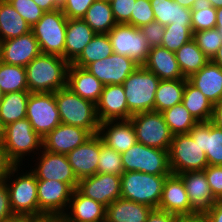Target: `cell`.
Returning a JSON list of instances; mask_svg holds the SVG:
<instances>
[{
  "label": "cell",
  "instance_id": "51",
  "mask_svg": "<svg viewBox=\"0 0 222 222\" xmlns=\"http://www.w3.org/2000/svg\"><path fill=\"white\" fill-rule=\"evenodd\" d=\"M10 207L9 192L5 181H0V222L13 216Z\"/></svg>",
  "mask_w": 222,
  "mask_h": 222
},
{
  "label": "cell",
  "instance_id": "43",
  "mask_svg": "<svg viewBox=\"0 0 222 222\" xmlns=\"http://www.w3.org/2000/svg\"><path fill=\"white\" fill-rule=\"evenodd\" d=\"M97 173L113 174L119 176H122V174L124 173L121 153H118L114 149L109 148L108 146L103 144L102 139Z\"/></svg>",
  "mask_w": 222,
  "mask_h": 222
},
{
  "label": "cell",
  "instance_id": "44",
  "mask_svg": "<svg viewBox=\"0 0 222 222\" xmlns=\"http://www.w3.org/2000/svg\"><path fill=\"white\" fill-rule=\"evenodd\" d=\"M192 39L210 60L222 45V37L216 28L193 32Z\"/></svg>",
  "mask_w": 222,
  "mask_h": 222
},
{
  "label": "cell",
  "instance_id": "12",
  "mask_svg": "<svg viewBox=\"0 0 222 222\" xmlns=\"http://www.w3.org/2000/svg\"><path fill=\"white\" fill-rule=\"evenodd\" d=\"M113 53L130 57L139 66L147 60L150 46L139 28L117 24L109 33Z\"/></svg>",
  "mask_w": 222,
  "mask_h": 222
},
{
  "label": "cell",
  "instance_id": "14",
  "mask_svg": "<svg viewBox=\"0 0 222 222\" xmlns=\"http://www.w3.org/2000/svg\"><path fill=\"white\" fill-rule=\"evenodd\" d=\"M41 153V155H40ZM38 154L35 168L30 170L37 180H57L67 183L73 190L78 187L77 179L66 155L46 151L42 148Z\"/></svg>",
  "mask_w": 222,
  "mask_h": 222
},
{
  "label": "cell",
  "instance_id": "42",
  "mask_svg": "<svg viewBox=\"0 0 222 222\" xmlns=\"http://www.w3.org/2000/svg\"><path fill=\"white\" fill-rule=\"evenodd\" d=\"M192 38L193 33L191 25H174V23H172L165 26L161 46L175 53Z\"/></svg>",
  "mask_w": 222,
  "mask_h": 222
},
{
  "label": "cell",
  "instance_id": "23",
  "mask_svg": "<svg viewBox=\"0 0 222 222\" xmlns=\"http://www.w3.org/2000/svg\"><path fill=\"white\" fill-rule=\"evenodd\" d=\"M98 135L103 144L123 153L137 143L136 133L131 120H108L99 125Z\"/></svg>",
  "mask_w": 222,
  "mask_h": 222
},
{
  "label": "cell",
  "instance_id": "34",
  "mask_svg": "<svg viewBox=\"0 0 222 222\" xmlns=\"http://www.w3.org/2000/svg\"><path fill=\"white\" fill-rule=\"evenodd\" d=\"M96 34H108L116 25L111 5L104 0H96L82 18Z\"/></svg>",
  "mask_w": 222,
  "mask_h": 222
},
{
  "label": "cell",
  "instance_id": "46",
  "mask_svg": "<svg viewBox=\"0 0 222 222\" xmlns=\"http://www.w3.org/2000/svg\"><path fill=\"white\" fill-rule=\"evenodd\" d=\"M155 21L150 0H136L131 12V25L137 28Z\"/></svg>",
  "mask_w": 222,
  "mask_h": 222
},
{
  "label": "cell",
  "instance_id": "31",
  "mask_svg": "<svg viewBox=\"0 0 222 222\" xmlns=\"http://www.w3.org/2000/svg\"><path fill=\"white\" fill-rule=\"evenodd\" d=\"M31 26L8 0H0V42L25 35Z\"/></svg>",
  "mask_w": 222,
  "mask_h": 222
},
{
  "label": "cell",
  "instance_id": "33",
  "mask_svg": "<svg viewBox=\"0 0 222 222\" xmlns=\"http://www.w3.org/2000/svg\"><path fill=\"white\" fill-rule=\"evenodd\" d=\"M181 103L197 122L211 121L214 106L201 91L194 87L188 80L185 84Z\"/></svg>",
  "mask_w": 222,
  "mask_h": 222
},
{
  "label": "cell",
  "instance_id": "67",
  "mask_svg": "<svg viewBox=\"0 0 222 222\" xmlns=\"http://www.w3.org/2000/svg\"><path fill=\"white\" fill-rule=\"evenodd\" d=\"M104 1H106L107 3H112L114 0H104Z\"/></svg>",
  "mask_w": 222,
  "mask_h": 222
},
{
  "label": "cell",
  "instance_id": "37",
  "mask_svg": "<svg viewBox=\"0 0 222 222\" xmlns=\"http://www.w3.org/2000/svg\"><path fill=\"white\" fill-rule=\"evenodd\" d=\"M187 80H160L155 94V111L163 112L181 103Z\"/></svg>",
  "mask_w": 222,
  "mask_h": 222
},
{
  "label": "cell",
  "instance_id": "60",
  "mask_svg": "<svg viewBox=\"0 0 222 222\" xmlns=\"http://www.w3.org/2000/svg\"><path fill=\"white\" fill-rule=\"evenodd\" d=\"M212 62L217 64L222 69V45L214 55V57L211 59Z\"/></svg>",
  "mask_w": 222,
  "mask_h": 222
},
{
  "label": "cell",
  "instance_id": "57",
  "mask_svg": "<svg viewBox=\"0 0 222 222\" xmlns=\"http://www.w3.org/2000/svg\"><path fill=\"white\" fill-rule=\"evenodd\" d=\"M33 1L45 12H51L60 9L54 3V0H33Z\"/></svg>",
  "mask_w": 222,
  "mask_h": 222
},
{
  "label": "cell",
  "instance_id": "36",
  "mask_svg": "<svg viewBox=\"0 0 222 222\" xmlns=\"http://www.w3.org/2000/svg\"><path fill=\"white\" fill-rule=\"evenodd\" d=\"M29 91L6 93L0 102V120L4 126L26 118Z\"/></svg>",
  "mask_w": 222,
  "mask_h": 222
},
{
  "label": "cell",
  "instance_id": "64",
  "mask_svg": "<svg viewBox=\"0 0 222 222\" xmlns=\"http://www.w3.org/2000/svg\"><path fill=\"white\" fill-rule=\"evenodd\" d=\"M212 7L218 9L222 7V0H209Z\"/></svg>",
  "mask_w": 222,
  "mask_h": 222
},
{
  "label": "cell",
  "instance_id": "6",
  "mask_svg": "<svg viewBox=\"0 0 222 222\" xmlns=\"http://www.w3.org/2000/svg\"><path fill=\"white\" fill-rule=\"evenodd\" d=\"M4 131L2 147L15 165H24L25 156H30L32 152L37 155L39 152L36 151L43 148V139L34 131L27 118L6 125Z\"/></svg>",
  "mask_w": 222,
  "mask_h": 222
},
{
  "label": "cell",
  "instance_id": "32",
  "mask_svg": "<svg viewBox=\"0 0 222 222\" xmlns=\"http://www.w3.org/2000/svg\"><path fill=\"white\" fill-rule=\"evenodd\" d=\"M155 21L164 26L191 25V9L181 6L174 0H150Z\"/></svg>",
  "mask_w": 222,
  "mask_h": 222
},
{
  "label": "cell",
  "instance_id": "56",
  "mask_svg": "<svg viewBox=\"0 0 222 222\" xmlns=\"http://www.w3.org/2000/svg\"><path fill=\"white\" fill-rule=\"evenodd\" d=\"M177 222H210L205 213H196L189 216H181Z\"/></svg>",
  "mask_w": 222,
  "mask_h": 222
},
{
  "label": "cell",
  "instance_id": "15",
  "mask_svg": "<svg viewBox=\"0 0 222 222\" xmlns=\"http://www.w3.org/2000/svg\"><path fill=\"white\" fill-rule=\"evenodd\" d=\"M138 66L130 57L112 53L105 59L90 63L86 69L104 85H118Z\"/></svg>",
  "mask_w": 222,
  "mask_h": 222
},
{
  "label": "cell",
  "instance_id": "52",
  "mask_svg": "<svg viewBox=\"0 0 222 222\" xmlns=\"http://www.w3.org/2000/svg\"><path fill=\"white\" fill-rule=\"evenodd\" d=\"M178 216L158 208L152 209L146 222H177Z\"/></svg>",
  "mask_w": 222,
  "mask_h": 222
},
{
  "label": "cell",
  "instance_id": "8",
  "mask_svg": "<svg viewBox=\"0 0 222 222\" xmlns=\"http://www.w3.org/2000/svg\"><path fill=\"white\" fill-rule=\"evenodd\" d=\"M124 172L139 171L153 175H170L168 151L137 142L121 153Z\"/></svg>",
  "mask_w": 222,
  "mask_h": 222
},
{
  "label": "cell",
  "instance_id": "49",
  "mask_svg": "<svg viewBox=\"0 0 222 222\" xmlns=\"http://www.w3.org/2000/svg\"><path fill=\"white\" fill-rule=\"evenodd\" d=\"M151 47L161 46L162 39L165 32V26L157 21L148 23L139 28Z\"/></svg>",
  "mask_w": 222,
  "mask_h": 222
},
{
  "label": "cell",
  "instance_id": "35",
  "mask_svg": "<svg viewBox=\"0 0 222 222\" xmlns=\"http://www.w3.org/2000/svg\"><path fill=\"white\" fill-rule=\"evenodd\" d=\"M175 57L183 76L187 79L210 61L193 39L181 46L175 52Z\"/></svg>",
  "mask_w": 222,
  "mask_h": 222
},
{
  "label": "cell",
  "instance_id": "53",
  "mask_svg": "<svg viewBox=\"0 0 222 222\" xmlns=\"http://www.w3.org/2000/svg\"><path fill=\"white\" fill-rule=\"evenodd\" d=\"M15 164L9 159L4 148L0 146V181H5Z\"/></svg>",
  "mask_w": 222,
  "mask_h": 222
},
{
  "label": "cell",
  "instance_id": "17",
  "mask_svg": "<svg viewBox=\"0 0 222 222\" xmlns=\"http://www.w3.org/2000/svg\"><path fill=\"white\" fill-rule=\"evenodd\" d=\"M40 54L38 41L31 31L0 42V61L5 64L26 67Z\"/></svg>",
  "mask_w": 222,
  "mask_h": 222
},
{
  "label": "cell",
  "instance_id": "47",
  "mask_svg": "<svg viewBox=\"0 0 222 222\" xmlns=\"http://www.w3.org/2000/svg\"><path fill=\"white\" fill-rule=\"evenodd\" d=\"M136 0H114L111 5L114 19L117 24L131 25V12Z\"/></svg>",
  "mask_w": 222,
  "mask_h": 222
},
{
  "label": "cell",
  "instance_id": "4",
  "mask_svg": "<svg viewBox=\"0 0 222 222\" xmlns=\"http://www.w3.org/2000/svg\"><path fill=\"white\" fill-rule=\"evenodd\" d=\"M167 176L139 171L124 172L121 176V198L158 208Z\"/></svg>",
  "mask_w": 222,
  "mask_h": 222
},
{
  "label": "cell",
  "instance_id": "45",
  "mask_svg": "<svg viewBox=\"0 0 222 222\" xmlns=\"http://www.w3.org/2000/svg\"><path fill=\"white\" fill-rule=\"evenodd\" d=\"M13 8L32 27L45 13L33 0H8Z\"/></svg>",
  "mask_w": 222,
  "mask_h": 222
},
{
  "label": "cell",
  "instance_id": "10",
  "mask_svg": "<svg viewBox=\"0 0 222 222\" xmlns=\"http://www.w3.org/2000/svg\"><path fill=\"white\" fill-rule=\"evenodd\" d=\"M168 156L173 174L204 170L208 166L206 154L190 134L173 135Z\"/></svg>",
  "mask_w": 222,
  "mask_h": 222
},
{
  "label": "cell",
  "instance_id": "13",
  "mask_svg": "<svg viewBox=\"0 0 222 222\" xmlns=\"http://www.w3.org/2000/svg\"><path fill=\"white\" fill-rule=\"evenodd\" d=\"M73 189L57 180H37L39 218L62 216L69 205Z\"/></svg>",
  "mask_w": 222,
  "mask_h": 222
},
{
  "label": "cell",
  "instance_id": "27",
  "mask_svg": "<svg viewBox=\"0 0 222 222\" xmlns=\"http://www.w3.org/2000/svg\"><path fill=\"white\" fill-rule=\"evenodd\" d=\"M67 87L81 98L97 104L100 100L104 84L86 68L69 64L67 71Z\"/></svg>",
  "mask_w": 222,
  "mask_h": 222
},
{
  "label": "cell",
  "instance_id": "25",
  "mask_svg": "<svg viewBox=\"0 0 222 222\" xmlns=\"http://www.w3.org/2000/svg\"><path fill=\"white\" fill-rule=\"evenodd\" d=\"M105 213L104 205L86 197L76 188L62 217L67 222H105Z\"/></svg>",
  "mask_w": 222,
  "mask_h": 222
},
{
  "label": "cell",
  "instance_id": "68",
  "mask_svg": "<svg viewBox=\"0 0 222 222\" xmlns=\"http://www.w3.org/2000/svg\"><path fill=\"white\" fill-rule=\"evenodd\" d=\"M219 203H222V195L221 197L217 200Z\"/></svg>",
  "mask_w": 222,
  "mask_h": 222
},
{
  "label": "cell",
  "instance_id": "18",
  "mask_svg": "<svg viewBox=\"0 0 222 222\" xmlns=\"http://www.w3.org/2000/svg\"><path fill=\"white\" fill-rule=\"evenodd\" d=\"M91 136L92 134L82 127L60 123L43 138V149L67 155Z\"/></svg>",
  "mask_w": 222,
  "mask_h": 222
},
{
  "label": "cell",
  "instance_id": "24",
  "mask_svg": "<svg viewBox=\"0 0 222 222\" xmlns=\"http://www.w3.org/2000/svg\"><path fill=\"white\" fill-rule=\"evenodd\" d=\"M189 134L206 154L208 165H222V128L210 121L198 122Z\"/></svg>",
  "mask_w": 222,
  "mask_h": 222
},
{
  "label": "cell",
  "instance_id": "55",
  "mask_svg": "<svg viewBox=\"0 0 222 222\" xmlns=\"http://www.w3.org/2000/svg\"><path fill=\"white\" fill-rule=\"evenodd\" d=\"M210 122L215 126L222 128V99L214 105Z\"/></svg>",
  "mask_w": 222,
  "mask_h": 222
},
{
  "label": "cell",
  "instance_id": "65",
  "mask_svg": "<svg viewBox=\"0 0 222 222\" xmlns=\"http://www.w3.org/2000/svg\"><path fill=\"white\" fill-rule=\"evenodd\" d=\"M66 0H54V3L61 9Z\"/></svg>",
  "mask_w": 222,
  "mask_h": 222
},
{
  "label": "cell",
  "instance_id": "39",
  "mask_svg": "<svg viewBox=\"0 0 222 222\" xmlns=\"http://www.w3.org/2000/svg\"><path fill=\"white\" fill-rule=\"evenodd\" d=\"M0 89L4 94L28 91L25 67L0 61Z\"/></svg>",
  "mask_w": 222,
  "mask_h": 222
},
{
  "label": "cell",
  "instance_id": "9",
  "mask_svg": "<svg viewBox=\"0 0 222 222\" xmlns=\"http://www.w3.org/2000/svg\"><path fill=\"white\" fill-rule=\"evenodd\" d=\"M137 142L148 147L169 150L173 134L161 112L147 111L133 114L130 118Z\"/></svg>",
  "mask_w": 222,
  "mask_h": 222
},
{
  "label": "cell",
  "instance_id": "20",
  "mask_svg": "<svg viewBox=\"0 0 222 222\" xmlns=\"http://www.w3.org/2000/svg\"><path fill=\"white\" fill-rule=\"evenodd\" d=\"M99 122L108 120H129L133 115L128 110L127 99L122 84L104 85L100 100L96 104Z\"/></svg>",
  "mask_w": 222,
  "mask_h": 222
},
{
  "label": "cell",
  "instance_id": "38",
  "mask_svg": "<svg viewBox=\"0 0 222 222\" xmlns=\"http://www.w3.org/2000/svg\"><path fill=\"white\" fill-rule=\"evenodd\" d=\"M112 53V44L108 34H96L71 64L86 68L90 63L105 59Z\"/></svg>",
  "mask_w": 222,
  "mask_h": 222
},
{
  "label": "cell",
  "instance_id": "54",
  "mask_svg": "<svg viewBox=\"0 0 222 222\" xmlns=\"http://www.w3.org/2000/svg\"><path fill=\"white\" fill-rule=\"evenodd\" d=\"M205 214L210 222H222V203L217 201Z\"/></svg>",
  "mask_w": 222,
  "mask_h": 222
},
{
  "label": "cell",
  "instance_id": "66",
  "mask_svg": "<svg viewBox=\"0 0 222 222\" xmlns=\"http://www.w3.org/2000/svg\"><path fill=\"white\" fill-rule=\"evenodd\" d=\"M3 96H4V93H3L2 90L0 89V102H1L2 99H3Z\"/></svg>",
  "mask_w": 222,
  "mask_h": 222
},
{
  "label": "cell",
  "instance_id": "3",
  "mask_svg": "<svg viewBox=\"0 0 222 222\" xmlns=\"http://www.w3.org/2000/svg\"><path fill=\"white\" fill-rule=\"evenodd\" d=\"M20 170V165H15L5 179L11 210L15 215L39 218L37 178L30 169L25 173Z\"/></svg>",
  "mask_w": 222,
  "mask_h": 222
},
{
  "label": "cell",
  "instance_id": "58",
  "mask_svg": "<svg viewBox=\"0 0 222 222\" xmlns=\"http://www.w3.org/2000/svg\"><path fill=\"white\" fill-rule=\"evenodd\" d=\"M38 221H39V218L14 214L13 216L4 219L1 222H38Z\"/></svg>",
  "mask_w": 222,
  "mask_h": 222
},
{
  "label": "cell",
  "instance_id": "11",
  "mask_svg": "<svg viewBox=\"0 0 222 222\" xmlns=\"http://www.w3.org/2000/svg\"><path fill=\"white\" fill-rule=\"evenodd\" d=\"M26 118L42 139L55 129L61 123V119L54 93H30Z\"/></svg>",
  "mask_w": 222,
  "mask_h": 222
},
{
  "label": "cell",
  "instance_id": "62",
  "mask_svg": "<svg viewBox=\"0 0 222 222\" xmlns=\"http://www.w3.org/2000/svg\"><path fill=\"white\" fill-rule=\"evenodd\" d=\"M176 3H179L181 6L191 9L195 0H174Z\"/></svg>",
  "mask_w": 222,
  "mask_h": 222
},
{
  "label": "cell",
  "instance_id": "26",
  "mask_svg": "<svg viewBox=\"0 0 222 222\" xmlns=\"http://www.w3.org/2000/svg\"><path fill=\"white\" fill-rule=\"evenodd\" d=\"M142 66L160 80L187 79L180 70L175 53L162 46L151 47Z\"/></svg>",
  "mask_w": 222,
  "mask_h": 222
},
{
  "label": "cell",
  "instance_id": "61",
  "mask_svg": "<svg viewBox=\"0 0 222 222\" xmlns=\"http://www.w3.org/2000/svg\"><path fill=\"white\" fill-rule=\"evenodd\" d=\"M38 222H67L62 216L39 218Z\"/></svg>",
  "mask_w": 222,
  "mask_h": 222
},
{
  "label": "cell",
  "instance_id": "30",
  "mask_svg": "<svg viewBox=\"0 0 222 222\" xmlns=\"http://www.w3.org/2000/svg\"><path fill=\"white\" fill-rule=\"evenodd\" d=\"M153 208L118 198L106 207L105 222H146Z\"/></svg>",
  "mask_w": 222,
  "mask_h": 222
},
{
  "label": "cell",
  "instance_id": "19",
  "mask_svg": "<svg viewBox=\"0 0 222 222\" xmlns=\"http://www.w3.org/2000/svg\"><path fill=\"white\" fill-rule=\"evenodd\" d=\"M100 151L101 138L94 134L66 155L78 180L97 173Z\"/></svg>",
  "mask_w": 222,
  "mask_h": 222
},
{
  "label": "cell",
  "instance_id": "7",
  "mask_svg": "<svg viewBox=\"0 0 222 222\" xmlns=\"http://www.w3.org/2000/svg\"><path fill=\"white\" fill-rule=\"evenodd\" d=\"M68 19L61 9L45 12L31 27L42 54L57 55L64 58L65 34Z\"/></svg>",
  "mask_w": 222,
  "mask_h": 222
},
{
  "label": "cell",
  "instance_id": "22",
  "mask_svg": "<svg viewBox=\"0 0 222 222\" xmlns=\"http://www.w3.org/2000/svg\"><path fill=\"white\" fill-rule=\"evenodd\" d=\"M178 175L184 182L190 206L196 213H205L217 202L203 170L187 171Z\"/></svg>",
  "mask_w": 222,
  "mask_h": 222
},
{
  "label": "cell",
  "instance_id": "40",
  "mask_svg": "<svg viewBox=\"0 0 222 222\" xmlns=\"http://www.w3.org/2000/svg\"><path fill=\"white\" fill-rule=\"evenodd\" d=\"M161 113L173 135L189 134V131L198 123L182 103L176 104Z\"/></svg>",
  "mask_w": 222,
  "mask_h": 222
},
{
  "label": "cell",
  "instance_id": "5",
  "mask_svg": "<svg viewBox=\"0 0 222 222\" xmlns=\"http://www.w3.org/2000/svg\"><path fill=\"white\" fill-rule=\"evenodd\" d=\"M160 79L143 66H138L122 83L128 110L132 114L155 111V94Z\"/></svg>",
  "mask_w": 222,
  "mask_h": 222
},
{
  "label": "cell",
  "instance_id": "28",
  "mask_svg": "<svg viewBox=\"0 0 222 222\" xmlns=\"http://www.w3.org/2000/svg\"><path fill=\"white\" fill-rule=\"evenodd\" d=\"M188 81L214 106L222 99V69L211 60Z\"/></svg>",
  "mask_w": 222,
  "mask_h": 222
},
{
  "label": "cell",
  "instance_id": "59",
  "mask_svg": "<svg viewBox=\"0 0 222 222\" xmlns=\"http://www.w3.org/2000/svg\"><path fill=\"white\" fill-rule=\"evenodd\" d=\"M220 36L222 37V7L216 9V27Z\"/></svg>",
  "mask_w": 222,
  "mask_h": 222
},
{
  "label": "cell",
  "instance_id": "48",
  "mask_svg": "<svg viewBox=\"0 0 222 222\" xmlns=\"http://www.w3.org/2000/svg\"><path fill=\"white\" fill-rule=\"evenodd\" d=\"M94 1L96 0H66L61 10L67 19H82Z\"/></svg>",
  "mask_w": 222,
  "mask_h": 222
},
{
  "label": "cell",
  "instance_id": "16",
  "mask_svg": "<svg viewBox=\"0 0 222 222\" xmlns=\"http://www.w3.org/2000/svg\"><path fill=\"white\" fill-rule=\"evenodd\" d=\"M77 189L86 197L107 207L121 198V176L96 173L79 180Z\"/></svg>",
  "mask_w": 222,
  "mask_h": 222
},
{
  "label": "cell",
  "instance_id": "41",
  "mask_svg": "<svg viewBox=\"0 0 222 222\" xmlns=\"http://www.w3.org/2000/svg\"><path fill=\"white\" fill-rule=\"evenodd\" d=\"M192 33L216 27V8L209 0H195L191 8Z\"/></svg>",
  "mask_w": 222,
  "mask_h": 222
},
{
  "label": "cell",
  "instance_id": "2",
  "mask_svg": "<svg viewBox=\"0 0 222 222\" xmlns=\"http://www.w3.org/2000/svg\"><path fill=\"white\" fill-rule=\"evenodd\" d=\"M61 123L82 127L92 135L98 134L100 122L96 104L81 98L67 86L54 92Z\"/></svg>",
  "mask_w": 222,
  "mask_h": 222
},
{
  "label": "cell",
  "instance_id": "29",
  "mask_svg": "<svg viewBox=\"0 0 222 222\" xmlns=\"http://www.w3.org/2000/svg\"><path fill=\"white\" fill-rule=\"evenodd\" d=\"M95 35L96 33L83 19H68L64 59L71 64Z\"/></svg>",
  "mask_w": 222,
  "mask_h": 222
},
{
  "label": "cell",
  "instance_id": "1",
  "mask_svg": "<svg viewBox=\"0 0 222 222\" xmlns=\"http://www.w3.org/2000/svg\"><path fill=\"white\" fill-rule=\"evenodd\" d=\"M68 67L63 57L41 53L25 67L28 91L54 93L66 87Z\"/></svg>",
  "mask_w": 222,
  "mask_h": 222
},
{
  "label": "cell",
  "instance_id": "50",
  "mask_svg": "<svg viewBox=\"0 0 222 222\" xmlns=\"http://www.w3.org/2000/svg\"><path fill=\"white\" fill-rule=\"evenodd\" d=\"M203 171L212 194L218 200L222 195V165H208Z\"/></svg>",
  "mask_w": 222,
  "mask_h": 222
},
{
  "label": "cell",
  "instance_id": "63",
  "mask_svg": "<svg viewBox=\"0 0 222 222\" xmlns=\"http://www.w3.org/2000/svg\"><path fill=\"white\" fill-rule=\"evenodd\" d=\"M5 130V126L2 124L1 120H0V146H2L3 141H4V131Z\"/></svg>",
  "mask_w": 222,
  "mask_h": 222
},
{
  "label": "cell",
  "instance_id": "21",
  "mask_svg": "<svg viewBox=\"0 0 222 222\" xmlns=\"http://www.w3.org/2000/svg\"><path fill=\"white\" fill-rule=\"evenodd\" d=\"M158 209L178 217L196 214L190 206L184 182L179 175L171 173L166 177Z\"/></svg>",
  "mask_w": 222,
  "mask_h": 222
}]
</instances>
